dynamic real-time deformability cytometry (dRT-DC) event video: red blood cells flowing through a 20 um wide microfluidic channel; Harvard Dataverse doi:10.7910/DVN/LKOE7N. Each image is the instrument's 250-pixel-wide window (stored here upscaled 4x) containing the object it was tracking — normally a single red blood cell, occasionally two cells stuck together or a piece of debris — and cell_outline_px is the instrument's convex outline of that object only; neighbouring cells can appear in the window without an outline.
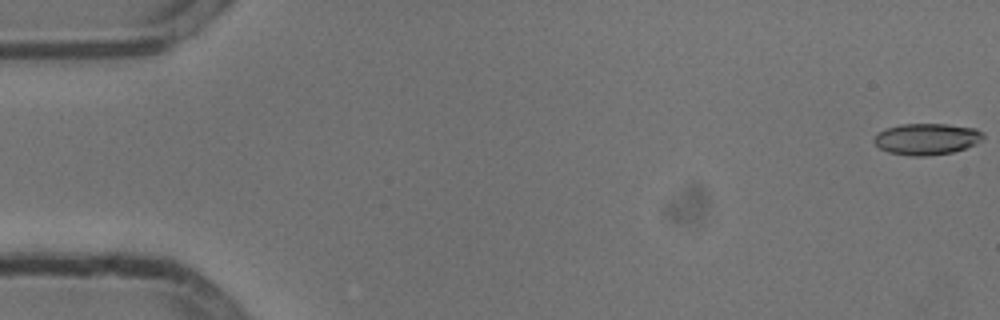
{"species": "common noctule bat (a hibernating species)", "species_latin": "Nyctalus noctula", "temperature_condition": "cold", "stored_images_in_passage": 9, "camera_frame_rate_fps": 3000, "um_per_image_px": 0.085, "animal": {"sex": "male", "body_mass_g": 13.3}, "frame": {"image": 1, "passage_image": 1, "time_ms": 0.0, "image_size_px": [1000, 320], "cell_outline_px": [[984, 136], [976, 144], [952, 152], [928, 156], [912, 156], [888, 152], [880, 148], [872, 140], [876, 132], [900, 124], [948, 124], [976, 128], [984, 132]], "centroid_in_image_um": [78.76, 11.81], "position_along_channel_um": 6.2, "area_um2": 20.06}}